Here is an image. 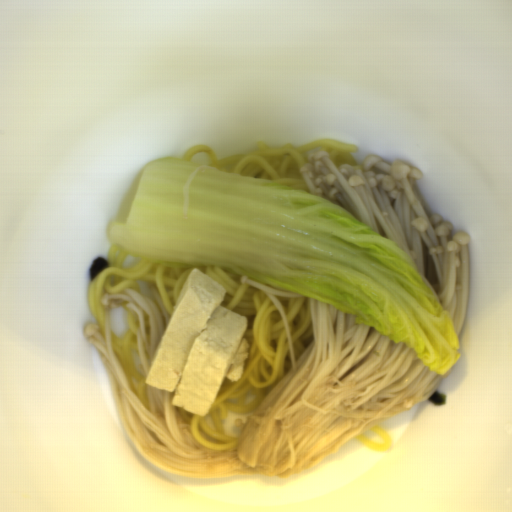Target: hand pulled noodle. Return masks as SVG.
I'll return each instance as SVG.
<instances>
[{
	"label": "hand pulled noodle",
	"mask_w": 512,
	"mask_h": 512,
	"mask_svg": "<svg viewBox=\"0 0 512 512\" xmlns=\"http://www.w3.org/2000/svg\"><path fill=\"white\" fill-rule=\"evenodd\" d=\"M194 268L208 275L225 289L221 306L247 318L243 336L249 344L243 374L238 381L224 379L206 416L177 408L190 435L206 449L233 450L240 439L223 430L228 413H255L266 397L293 367L287 329L283 317L258 287L241 282L245 275L215 266H170L122 249L109 248L108 266L96 273L87 291L88 307L105 340L104 294H126L132 288L149 298L160 312L165 332L174 306Z\"/></svg>",
	"instance_id": "14784b9a"
},
{
	"label": "hand pulled noodle",
	"mask_w": 512,
	"mask_h": 512,
	"mask_svg": "<svg viewBox=\"0 0 512 512\" xmlns=\"http://www.w3.org/2000/svg\"><path fill=\"white\" fill-rule=\"evenodd\" d=\"M319 151H327L337 169L342 164H349L353 172L364 170L353 155L359 151L357 146L326 138L300 145L286 142L279 147H269L258 141L255 150L221 158L200 144L185 151L182 160L190 162L197 154H206L207 166L219 168L221 172L270 180L290 189L311 193L300 168L308 163L310 154Z\"/></svg>",
	"instance_id": "772679e5"
},
{
	"label": "hand pulled noodle",
	"mask_w": 512,
	"mask_h": 512,
	"mask_svg": "<svg viewBox=\"0 0 512 512\" xmlns=\"http://www.w3.org/2000/svg\"><path fill=\"white\" fill-rule=\"evenodd\" d=\"M127 315L128 327L123 334H117L110 331L113 353L129 383V386L141 404L150 412V403L148 396L146 379L142 370L139 368V320L134 309L127 308V303H123Z\"/></svg>",
	"instance_id": "2289bc40"
},
{
	"label": "hand pulled noodle",
	"mask_w": 512,
	"mask_h": 512,
	"mask_svg": "<svg viewBox=\"0 0 512 512\" xmlns=\"http://www.w3.org/2000/svg\"><path fill=\"white\" fill-rule=\"evenodd\" d=\"M274 296L279 300L284 310L290 330L296 362L315 338L311 298L305 296Z\"/></svg>",
	"instance_id": "bd1af8b7"
},
{
	"label": "hand pulled noodle",
	"mask_w": 512,
	"mask_h": 512,
	"mask_svg": "<svg viewBox=\"0 0 512 512\" xmlns=\"http://www.w3.org/2000/svg\"><path fill=\"white\" fill-rule=\"evenodd\" d=\"M368 429L371 430L380 438V442H373L367 437H365L362 433L355 436L358 442H360L361 444L375 452H385L387 450H390L392 446L391 439L380 423Z\"/></svg>",
	"instance_id": "8796e031"
},
{
	"label": "hand pulled noodle",
	"mask_w": 512,
	"mask_h": 512,
	"mask_svg": "<svg viewBox=\"0 0 512 512\" xmlns=\"http://www.w3.org/2000/svg\"><path fill=\"white\" fill-rule=\"evenodd\" d=\"M248 278H249V277H248ZM249 279H250V280L257 281V282H259V283H261V284H264V285H266V286H268V287H271V288H274V289L280 290V291H282V292H290V291H286V290H283V289L276 288V287H274V286H271V285H269V284H266V283H264V282H261V281H258V280L252 279V278H249ZM292 293H294V292H292Z\"/></svg>",
	"instance_id": "2babfb4a"
},
{
	"label": "hand pulled noodle",
	"mask_w": 512,
	"mask_h": 512,
	"mask_svg": "<svg viewBox=\"0 0 512 512\" xmlns=\"http://www.w3.org/2000/svg\"><path fill=\"white\" fill-rule=\"evenodd\" d=\"M174 395H175V393H171V392H170V399H171V403H172V401H173Z\"/></svg>",
	"instance_id": "6c469fb5"
}]
</instances>
